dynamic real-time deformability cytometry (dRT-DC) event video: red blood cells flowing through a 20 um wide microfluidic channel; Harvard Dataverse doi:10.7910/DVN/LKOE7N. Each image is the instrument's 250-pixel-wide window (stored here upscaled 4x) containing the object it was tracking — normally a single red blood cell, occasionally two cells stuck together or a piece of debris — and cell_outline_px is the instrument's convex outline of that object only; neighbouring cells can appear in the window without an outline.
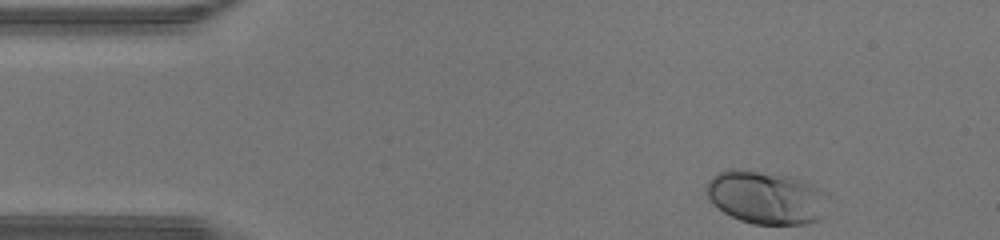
{"species": "human", "species_latin": "Homo sapiens", "temperature_condition": "warm", "stored_images_in_passage": 31, "camera_frame_rate_fps": 3000, "um_per_image_px": 0.085, "donor": {"sex": "male"}, "frame": {"image": 1, "passage_image": 1, "time_ms": 0.0, "image_size_px": [1000, 240], "cell_outline_px": [[828, 196], [824, 216], [820, 220], [808, 224], [752, 224], [740, 220], [724, 212], [712, 204], [708, 196], [708, 180], [716, 172], [732, 168], [796, 176], [820, 188]], "centroid_in_image_um": [65.16, 16.78], "position_along_channel_um": 19.8, "area_um2": 38.15}}
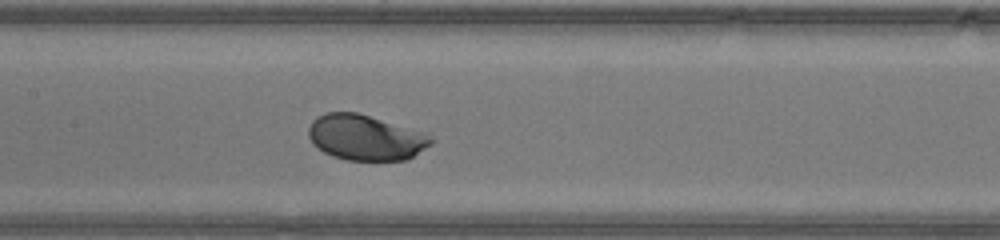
{"frame": {"image": 2, "passage_image": 16, "time_ms": 5.0, "image_size_px": [1000, 240], "cell_outline_px": [[436, 140], [432, 144], [412, 156], [404, 160], [344, 160], [332, 156], [316, 148], [312, 144], [308, 136], [308, 128], [312, 120], [316, 116], [324, 112], [356, 112], [424, 132]], "centroid_in_image_um": [31.03, 11.69], "position_along_channel_um": 176.4, "area_um2": 32.6}}
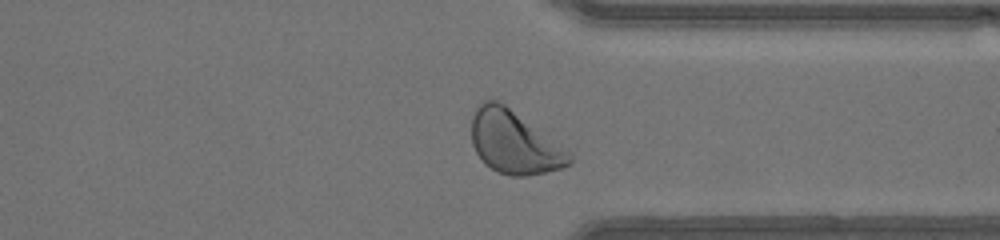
{"frame": {"image": 3, "passage_image": 28, "time_ms": 9.0, "image_size_px": [1000, 240], "cell_outline_px": [[572, 164], [560, 168], [528, 176], [512, 176], [496, 172], [484, 164], [476, 152], [472, 144], [472, 116], [476, 104], [484, 100], [500, 100], [572, 152]], "centroid_in_image_um": [43.7, 12.08], "position_along_channel_um": 367.7, "area_um2": 36.41}}